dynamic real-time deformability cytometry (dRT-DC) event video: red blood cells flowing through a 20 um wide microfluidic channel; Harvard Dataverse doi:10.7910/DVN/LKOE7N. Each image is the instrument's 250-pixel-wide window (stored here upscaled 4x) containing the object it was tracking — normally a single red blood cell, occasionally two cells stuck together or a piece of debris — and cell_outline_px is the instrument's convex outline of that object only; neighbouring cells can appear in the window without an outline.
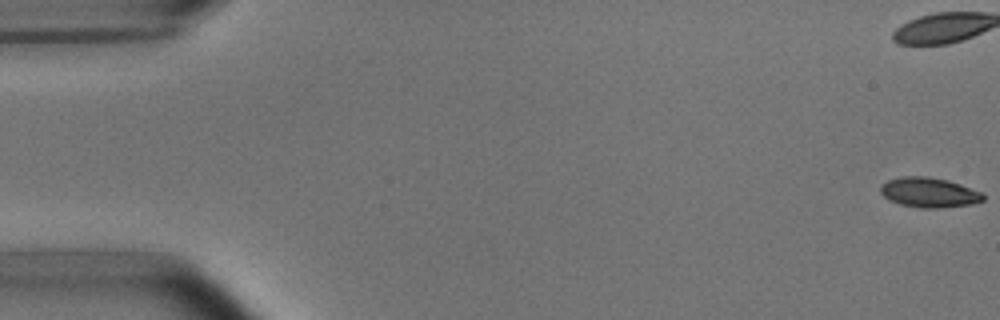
{"species": "common noctule bat (a hibernating species)", "species_latin": "Nyctalus noctula", "temperature_condition": "room temperature", "stored_images_in_passage": 6, "camera_frame_rate_fps": 3000, "um_per_image_px": 0.085, "animal": {"sex": "male", "body_mass_g": 15.6}, "frame": {"image": 1, "passage_image": 1, "time_ms": 0.0, "image_size_px": [1000, 320], "cell_outline_px": [[984, 200], [972, 204], [940, 208], [920, 208], [900, 204], [888, 200], [880, 192], [880, 184], [888, 180], [900, 176], [928, 176], [948, 180], [984, 192]], "centroid_in_image_um": [78.97, 16.35], "position_along_channel_um": 6.0, "area_um2": 18.15}}